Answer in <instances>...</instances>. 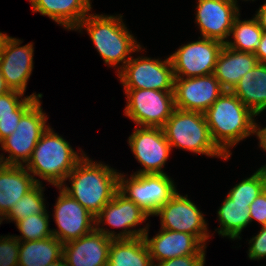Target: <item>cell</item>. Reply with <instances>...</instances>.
Returning a JSON list of instances; mask_svg holds the SVG:
<instances>
[{"instance_id": "obj_23", "label": "cell", "mask_w": 266, "mask_h": 266, "mask_svg": "<svg viewBox=\"0 0 266 266\" xmlns=\"http://www.w3.org/2000/svg\"><path fill=\"white\" fill-rule=\"evenodd\" d=\"M232 92L256 115L266 110V63L241 77Z\"/></svg>"}, {"instance_id": "obj_14", "label": "cell", "mask_w": 266, "mask_h": 266, "mask_svg": "<svg viewBox=\"0 0 266 266\" xmlns=\"http://www.w3.org/2000/svg\"><path fill=\"white\" fill-rule=\"evenodd\" d=\"M54 208V222L58 229L52 234L63 244L85 236L95 229V217L79 202L66 193L61 186Z\"/></svg>"}, {"instance_id": "obj_27", "label": "cell", "mask_w": 266, "mask_h": 266, "mask_svg": "<svg viewBox=\"0 0 266 266\" xmlns=\"http://www.w3.org/2000/svg\"><path fill=\"white\" fill-rule=\"evenodd\" d=\"M263 32L254 16L252 19L241 20L239 14L229 35L233 40H227L224 45L237 51L254 54L259 48Z\"/></svg>"}, {"instance_id": "obj_30", "label": "cell", "mask_w": 266, "mask_h": 266, "mask_svg": "<svg viewBox=\"0 0 266 266\" xmlns=\"http://www.w3.org/2000/svg\"><path fill=\"white\" fill-rule=\"evenodd\" d=\"M49 214L46 211L43 214L27 216L25 219L18 221L15 225L21 233L15 236L19 241L41 240L52 237V230L49 228Z\"/></svg>"}, {"instance_id": "obj_7", "label": "cell", "mask_w": 266, "mask_h": 266, "mask_svg": "<svg viewBox=\"0 0 266 266\" xmlns=\"http://www.w3.org/2000/svg\"><path fill=\"white\" fill-rule=\"evenodd\" d=\"M149 216L147 212L118 190L112 200L95 216V229L112 240L143 237L149 228V223L139 229H136V226L146 222ZM101 223L103 226L107 223L113 228H122V230L117 233L107 227L104 228Z\"/></svg>"}, {"instance_id": "obj_2", "label": "cell", "mask_w": 266, "mask_h": 266, "mask_svg": "<svg viewBox=\"0 0 266 266\" xmlns=\"http://www.w3.org/2000/svg\"><path fill=\"white\" fill-rule=\"evenodd\" d=\"M122 17L121 14L89 13L75 28V31L78 30L80 33L83 28L86 29L104 63L109 67H117V73L130 60L133 53L144 51L143 46L125 26Z\"/></svg>"}, {"instance_id": "obj_42", "label": "cell", "mask_w": 266, "mask_h": 266, "mask_svg": "<svg viewBox=\"0 0 266 266\" xmlns=\"http://www.w3.org/2000/svg\"><path fill=\"white\" fill-rule=\"evenodd\" d=\"M47 266H67V265H66L64 258L62 257L61 259H59V260H57V261H55V262H53Z\"/></svg>"}, {"instance_id": "obj_19", "label": "cell", "mask_w": 266, "mask_h": 266, "mask_svg": "<svg viewBox=\"0 0 266 266\" xmlns=\"http://www.w3.org/2000/svg\"><path fill=\"white\" fill-rule=\"evenodd\" d=\"M149 228L143 238L148 247L152 262L165 261L175 257L199 254L204 246L194 235L169 231L160 228L158 234L149 238Z\"/></svg>"}, {"instance_id": "obj_1", "label": "cell", "mask_w": 266, "mask_h": 266, "mask_svg": "<svg viewBox=\"0 0 266 266\" xmlns=\"http://www.w3.org/2000/svg\"><path fill=\"white\" fill-rule=\"evenodd\" d=\"M61 188L94 217L112 200L119 190V172L86 154L69 173Z\"/></svg>"}, {"instance_id": "obj_15", "label": "cell", "mask_w": 266, "mask_h": 266, "mask_svg": "<svg viewBox=\"0 0 266 266\" xmlns=\"http://www.w3.org/2000/svg\"><path fill=\"white\" fill-rule=\"evenodd\" d=\"M196 3L195 23L200 36L225 44L241 6L232 0H198Z\"/></svg>"}, {"instance_id": "obj_35", "label": "cell", "mask_w": 266, "mask_h": 266, "mask_svg": "<svg viewBox=\"0 0 266 266\" xmlns=\"http://www.w3.org/2000/svg\"><path fill=\"white\" fill-rule=\"evenodd\" d=\"M251 222L257 221L261 227L266 226V188L250 204Z\"/></svg>"}, {"instance_id": "obj_5", "label": "cell", "mask_w": 266, "mask_h": 266, "mask_svg": "<svg viewBox=\"0 0 266 266\" xmlns=\"http://www.w3.org/2000/svg\"><path fill=\"white\" fill-rule=\"evenodd\" d=\"M171 149L178 148L208 157L229 158L212 140L204 113L175 108L162 127Z\"/></svg>"}, {"instance_id": "obj_18", "label": "cell", "mask_w": 266, "mask_h": 266, "mask_svg": "<svg viewBox=\"0 0 266 266\" xmlns=\"http://www.w3.org/2000/svg\"><path fill=\"white\" fill-rule=\"evenodd\" d=\"M112 239L94 229L90 233L63 244L67 266H107Z\"/></svg>"}, {"instance_id": "obj_41", "label": "cell", "mask_w": 266, "mask_h": 266, "mask_svg": "<svg viewBox=\"0 0 266 266\" xmlns=\"http://www.w3.org/2000/svg\"><path fill=\"white\" fill-rule=\"evenodd\" d=\"M10 37L11 36H8L6 33L0 32V55L2 54L5 44Z\"/></svg>"}, {"instance_id": "obj_13", "label": "cell", "mask_w": 266, "mask_h": 266, "mask_svg": "<svg viewBox=\"0 0 266 266\" xmlns=\"http://www.w3.org/2000/svg\"><path fill=\"white\" fill-rule=\"evenodd\" d=\"M128 144L135 159L143 167L136 174H164V166L171 153V146L160 127L136 126L128 137Z\"/></svg>"}, {"instance_id": "obj_29", "label": "cell", "mask_w": 266, "mask_h": 266, "mask_svg": "<svg viewBox=\"0 0 266 266\" xmlns=\"http://www.w3.org/2000/svg\"><path fill=\"white\" fill-rule=\"evenodd\" d=\"M266 188V174L258 168L250 177L230 189L227 196L234 202L252 203Z\"/></svg>"}, {"instance_id": "obj_3", "label": "cell", "mask_w": 266, "mask_h": 266, "mask_svg": "<svg viewBox=\"0 0 266 266\" xmlns=\"http://www.w3.org/2000/svg\"><path fill=\"white\" fill-rule=\"evenodd\" d=\"M204 115L212 140L228 158L230 148L254 135L256 115L232 91H224Z\"/></svg>"}, {"instance_id": "obj_25", "label": "cell", "mask_w": 266, "mask_h": 266, "mask_svg": "<svg viewBox=\"0 0 266 266\" xmlns=\"http://www.w3.org/2000/svg\"><path fill=\"white\" fill-rule=\"evenodd\" d=\"M63 256V243L55 236L20 241L18 266H47Z\"/></svg>"}, {"instance_id": "obj_33", "label": "cell", "mask_w": 266, "mask_h": 266, "mask_svg": "<svg viewBox=\"0 0 266 266\" xmlns=\"http://www.w3.org/2000/svg\"><path fill=\"white\" fill-rule=\"evenodd\" d=\"M206 247L199 253L194 255H186L175 257L169 260L153 263L152 266H204Z\"/></svg>"}, {"instance_id": "obj_34", "label": "cell", "mask_w": 266, "mask_h": 266, "mask_svg": "<svg viewBox=\"0 0 266 266\" xmlns=\"http://www.w3.org/2000/svg\"><path fill=\"white\" fill-rule=\"evenodd\" d=\"M249 241L248 257L251 260L266 258V226H263L256 236Z\"/></svg>"}, {"instance_id": "obj_12", "label": "cell", "mask_w": 266, "mask_h": 266, "mask_svg": "<svg viewBox=\"0 0 266 266\" xmlns=\"http://www.w3.org/2000/svg\"><path fill=\"white\" fill-rule=\"evenodd\" d=\"M153 216H159L161 228L194 235L204 246L210 237L208 223L200 209L178 191Z\"/></svg>"}, {"instance_id": "obj_32", "label": "cell", "mask_w": 266, "mask_h": 266, "mask_svg": "<svg viewBox=\"0 0 266 266\" xmlns=\"http://www.w3.org/2000/svg\"><path fill=\"white\" fill-rule=\"evenodd\" d=\"M19 246L15 235L0 236V266L19 265Z\"/></svg>"}, {"instance_id": "obj_10", "label": "cell", "mask_w": 266, "mask_h": 266, "mask_svg": "<svg viewBox=\"0 0 266 266\" xmlns=\"http://www.w3.org/2000/svg\"><path fill=\"white\" fill-rule=\"evenodd\" d=\"M124 89L173 91L174 73L170 57L165 60L146 56L131 57L117 73Z\"/></svg>"}, {"instance_id": "obj_17", "label": "cell", "mask_w": 266, "mask_h": 266, "mask_svg": "<svg viewBox=\"0 0 266 266\" xmlns=\"http://www.w3.org/2000/svg\"><path fill=\"white\" fill-rule=\"evenodd\" d=\"M23 41L10 37L0 55V71L10 90L25 94L29 78L34 68V44L20 46Z\"/></svg>"}, {"instance_id": "obj_26", "label": "cell", "mask_w": 266, "mask_h": 266, "mask_svg": "<svg viewBox=\"0 0 266 266\" xmlns=\"http://www.w3.org/2000/svg\"><path fill=\"white\" fill-rule=\"evenodd\" d=\"M251 203L234 202L228 196L217 211L219 228L218 235L231 240L242 239L241 232L251 223L249 207Z\"/></svg>"}, {"instance_id": "obj_43", "label": "cell", "mask_w": 266, "mask_h": 266, "mask_svg": "<svg viewBox=\"0 0 266 266\" xmlns=\"http://www.w3.org/2000/svg\"><path fill=\"white\" fill-rule=\"evenodd\" d=\"M260 168H261V169L264 171V173L266 174V164L263 165V166H261Z\"/></svg>"}, {"instance_id": "obj_9", "label": "cell", "mask_w": 266, "mask_h": 266, "mask_svg": "<svg viewBox=\"0 0 266 266\" xmlns=\"http://www.w3.org/2000/svg\"><path fill=\"white\" fill-rule=\"evenodd\" d=\"M124 94V115L136 126L162 128L175 109L173 91L124 89Z\"/></svg>"}, {"instance_id": "obj_16", "label": "cell", "mask_w": 266, "mask_h": 266, "mask_svg": "<svg viewBox=\"0 0 266 266\" xmlns=\"http://www.w3.org/2000/svg\"><path fill=\"white\" fill-rule=\"evenodd\" d=\"M224 91L214 74L192 78H174L175 108L204 113Z\"/></svg>"}, {"instance_id": "obj_22", "label": "cell", "mask_w": 266, "mask_h": 266, "mask_svg": "<svg viewBox=\"0 0 266 266\" xmlns=\"http://www.w3.org/2000/svg\"><path fill=\"white\" fill-rule=\"evenodd\" d=\"M36 184L25 166L4 165L0 162V214L5 217Z\"/></svg>"}, {"instance_id": "obj_37", "label": "cell", "mask_w": 266, "mask_h": 266, "mask_svg": "<svg viewBox=\"0 0 266 266\" xmlns=\"http://www.w3.org/2000/svg\"><path fill=\"white\" fill-rule=\"evenodd\" d=\"M258 125L259 124L255 121L254 134L259 140V147L266 152V127Z\"/></svg>"}, {"instance_id": "obj_36", "label": "cell", "mask_w": 266, "mask_h": 266, "mask_svg": "<svg viewBox=\"0 0 266 266\" xmlns=\"http://www.w3.org/2000/svg\"><path fill=\"white\" fill-rule=\"evenodd\" d=\"M26 112H13V115L0 116V142L11 135Z\"/></svg>"}, {"instance_id": "obj_38", "label": "cell", "mask_w": 266, "mask_h": 266, "mask_svg": "<svg viewBox=\"0 0 266 266\" xmlns=\"http://www.w3.org/2000/svg\"><path fill=\"white\" fill-rule=\"evenodd\" d=\"M259 63H266V31L263 32L259 48L254 53Z\"/></svg>"}, {"instance_id": "obj_40", "label": "cell", "mask_w": 266, "mask_h": 266, "mask_svg": "<svg viewBox=\"0 0 266 266\" xmlns=\"http://www.w3.org/2000/svg\"><path fill=\"white\" fill-rule=\"evenodd\" d=\"M10 91V88L6 85L5 79L0 71V95H3Z\"/></svg>"}, {"instance_id": "obj_31", "label": "cell", "mask_w": 266, "mask_h": 266, "mask_svg": "<svg viewBox=\"0 0 266 266\" xmlns=\"http://www.w3.org/2000/svg\"><path fill=\"white\" fill-rule=\"evenodd\" d=\"M23 96L24 93L16 90L0 95V116L13 115V112H27L39 99H42L43 94L32 93Z\"/></svg>"}, {"instance_id": "obj_45", "label": "cell", "mask_w": 266, "mask_h": 266, "mask_svg": "<svg viewBox=\"0 0 266 266\" xmlns=\"http://www.w3.org/2000/svg\"><path fill=\"white\" fill-rule=\"evenodd\" d=\"M234 2H238L237 0H232ZM243 1H255V0H243Z\"/></svg>"}, {"instance_id": "obj_39", "label": "cell", "mask_w": 266, "mask_h": 266, "mask_svg": "<svg viewBox=\"0 0 266 266\" xmlns=\"http://www.w3.org/2000/svg\"><path fill=\"white\" fill-rule=\"evenodd\" d=\"M258 21L259 26L266 31V2L258 8L254 16Z\"/></svg>"}, {"instance_id": "obj_6", "label": "cell", "mask_w": 266, "mask_h": 266, "mask_svg": "<svg viewBox=\"0 0 266 266\" xmlns=\"http://www.w3.org/2000/svg\"><path fill=\"white\" fill-rule=\"evenodd\" d=\"M39 99L20 119L16 130L0 142V150L9 155H0L4 165L25 166L42 134L49 127L48 117L42 109Z\"/></svg>"}, {"instance_id": "obj_4", "label": "cell", "mask_w": 266, "mask_h": 266, "mask_svg": "<svg viewBox=\"0 0 266 266\" xmlns=\"http://www.w3.org/2000/svg\"><path fill=\"white\" fill-rule=\"evenodd\" d=\"M80 152L77 153L63 136L55 133L49 126L37 142L25 168L36 183L42 184L39 179L41 178L54 187H60L66 182L67 176L77 163L85 156V152L81 149Z\"/></svg>"}, {"instance_id": "obj_8", "label": "cell", "mask_w": 266, "mask_h": 266, "mask_svg": "<svg viewBox=\"0 0 266 266\" xmlns=\"http://www.w3.org/2000/svg\"><path fill=\"white\" fill-rule=\"evenodd\" d=\"M174 180L168 174L119 173V191L129 200L153 216L177 192Z\"/></svg>"}, {"instance_id": "obj_21", "label": "cell", "mask_w": 266, "mask_h": 266, "mask_svg": "<svg viewBox=\"0 0 266 266\" xmlns=\"http://www.w3.org/2000/svg\"><path fill=\"white\" fill-rule=\"evenodd\" d=\"M258 63V58L253 53L237 51L224 45L213 74L225 91H232L241 77Z\"/></svg>"}, {"instance_id": "obj_44", "label": "cell", "mask_w": 266, "mask_h": 266, "mask_svg": "<svg viewBox=\"0 0 266 266\" xmlns=\"http://www.w3.org/2000/svg\"><path fill=\"white\" fill-rule=\"evenodd\" d=\"M3 220H5V217L2 214H0V224L2 223Z\"/></svg>"}, {"instance_id": "obj_20", "label": "cell", "mask_w": 266, "mask_h": 266, "mask_svg": "<svg viewBox=\"0 0 266 266\" xmlns=\"http://www.w3.org/2000/svg\"><path fill=\"white\" fill-rule=\"evenodd\" d=\"M32 12L48 16L67 30H75L92 11L91 0H32Z\"/></svg>"}, {"instance_id": "obj_28", "label": "cell", "mask_w": 266, "mask_h": 266, "mask_svg": "<svg viewBox=\"0 0 266 266\" xmlns=\"http://www.w3.org/2000/svg\"><path fill=\"white\" fill-rule=\"evenodd\" d=\"M44 189L45 187L42 184L37 183L10 209L5 216V221H14L16 224L27 216L45 213L47 207L45 204L46 199H44Z\"/></svg>"}, {"instance_id": "obj_11", "label": "cell", "mask_w": 266, "mask_h": 266, "mask_svg": "<svg viewBox=\"0 0 266 266\" xmlns=\"http://www.w3.org/2000/svg\"><path fill=\"white\" fill-rule=\"evenodd\" d=\"M223 46L219 41L204 37L182 45L169 56L174 77L192 78L213 74Z\"/></svg>"}, {"instance_id": "obj_24", "label": "cell", "mask_w": 266, "mask_h": 266, "mask_svg": "<svg viewBox=\"0 0 266 266\" xmlns=\"http://www.w3.org/2000/svg\"><path fill=\"white\" fill-rule=\"evenodd\" d=\"M152 264L143 237L112 240L107 266H152Z\"/></svg>"}]
</instances>
